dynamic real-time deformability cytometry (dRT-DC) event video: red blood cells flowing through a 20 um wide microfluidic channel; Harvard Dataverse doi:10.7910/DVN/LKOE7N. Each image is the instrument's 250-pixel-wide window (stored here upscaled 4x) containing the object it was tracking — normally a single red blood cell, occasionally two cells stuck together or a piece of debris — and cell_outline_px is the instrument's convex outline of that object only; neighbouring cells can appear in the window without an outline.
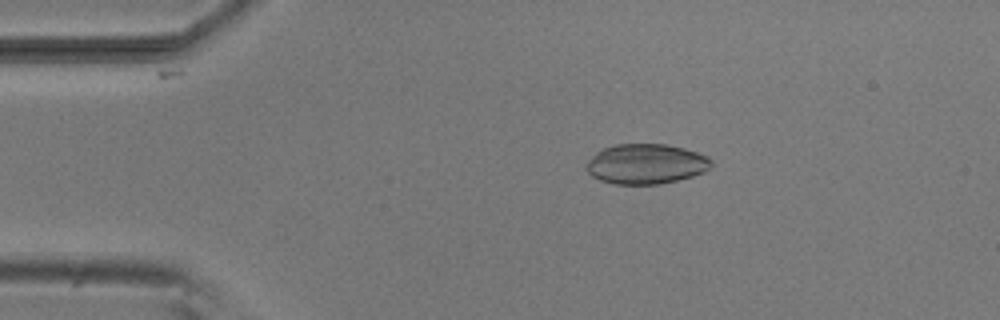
{"species": "common noctule bat (a hibernating species)", "species_latin": "Nyctalus noctula", "temperature_condition": "room temperature", "stored_images_in_passage": 42, "camera_frame_rate_fps": 3000, "um_per_image_px": 0.085, "animal": {"sex": "male", "body_mass_g": 20.5, "forearm_length_mm": 52.5}, "frame": {"image": 1, "passage_image": 7, "time_ms": 2.0, "image_size_px": [1000, 320], "cell_outline_px": [[712, 164], [704, 172], [692, 176], [676, 180], [656, 184], [616, 184], [600, 180], [592, 176], [584, 168], [588, 160], [596, 152], [604, 148], [616, 144], [668, 144], [684, 148], [708, 156], [712, 160]], "centroid_in_image_um": [54.89, 13.93], "position_along_channel_um": 30.1, "area_um2": 29.13}}
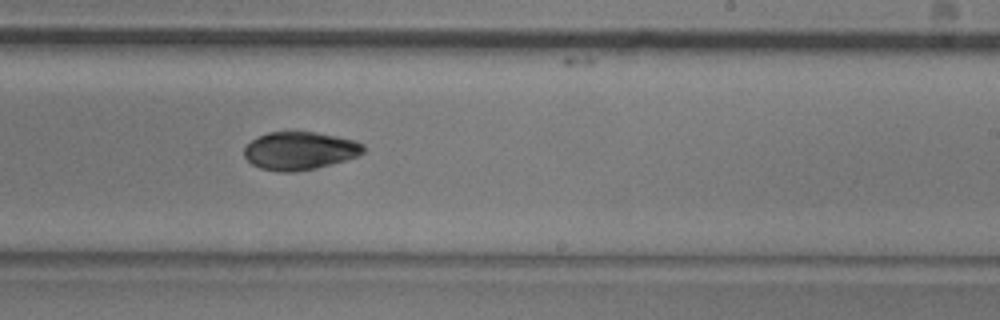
{"frame": {"image": 2, "passage_image": 29, "time_ms": 9.333, "image_size_px": [1000, 320], "cell_outline_px": [[364, 152], [356, 156], [344, 160], [316, 168], [296, 172], [276, 172], [260, 168], [252, 164], [244, 156], [244, 148], [252, 140], [268, 132], [316, 132], [356, 140], [364, 144]], "centroid_in_image_um": [25.47, 12.82], "position_along_channel_um": 263.5, "area_um2": 26.36}}
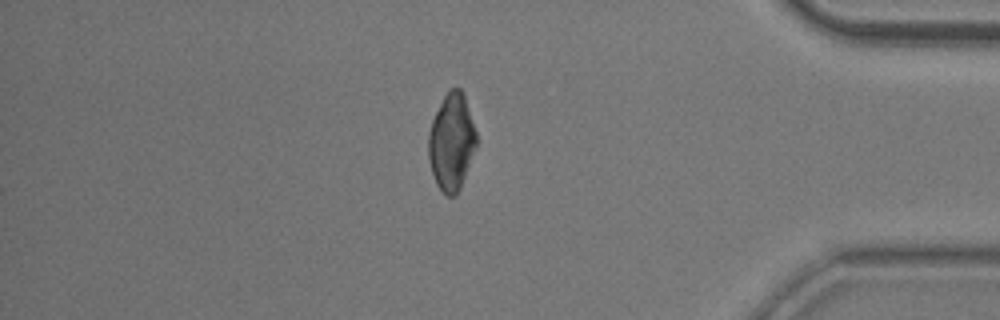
{"frame": {"image": 3, "passage_image": 42, "time_ms": 13.667, "image_size_px": [1000, 320], "cell_outline_px": [[476, 148], [460, 188], [456, 196], [448, 196], [436, 184], [428, 160], [428, 132], [432, 120], [448, 88], [460, 88], [464, 96], [476, 132]], "centroid_in_image_um": [38.37, 12.07], "position_along_channel_um": 396.8, "area_um2": 26.88}, "authors_computed_cell_mechanics": {"area_um2": 27.6284, "velocity_mm_per_s": 3.8213, "shape_relaxation_time_tau1_ms": 5.6642, "shape_relaxation_time_tau2_ms": 2.8507, "deformation_change_tau1": 0.147, "deformation_change_tau2": 0.0495}}